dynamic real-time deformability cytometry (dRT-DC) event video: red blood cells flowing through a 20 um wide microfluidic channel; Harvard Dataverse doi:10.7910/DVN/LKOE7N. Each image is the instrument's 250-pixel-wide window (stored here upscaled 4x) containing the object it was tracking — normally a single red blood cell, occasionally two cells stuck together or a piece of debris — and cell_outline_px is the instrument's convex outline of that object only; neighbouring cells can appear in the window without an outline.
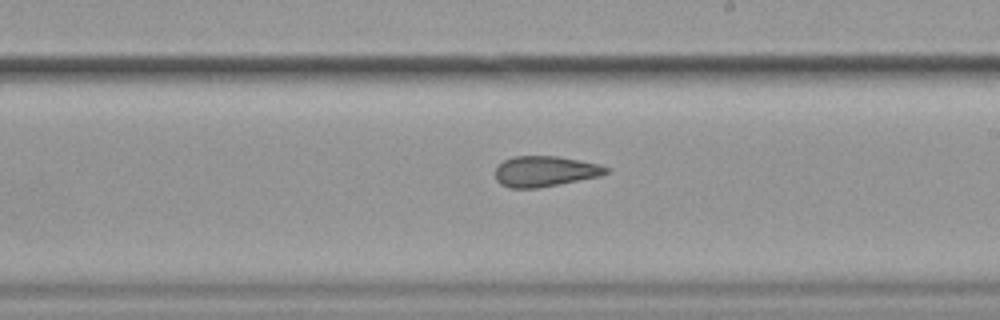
{"species": "common noctule bat (a hibernating species)", "species_latin": "Nyctalus noctula", "temperature_condition": "cold", "stored_images_in_passage": 9, "camera_frame_rate_fps": 3000, "um_per_image_px": 0.085, "animal": {"sex": "female", "body_mass_g": 19.9}, "frame": {"image": 1, "passage_image": 8, "time_ms": 2.333, "image_size_px": [1000, 320], "cell_outline_px": [[608, 172], [600, 176], [536, 188], [508, 188], [500, 184], [496, 180], [496, 168], [504, 160], [512, 156], [556, 156], [600, 164], [608, 168]], "centroid_in_image_um": [46.29, 14.56], "position_along_channel_um": 242.7, "area_um2": 19.59}}
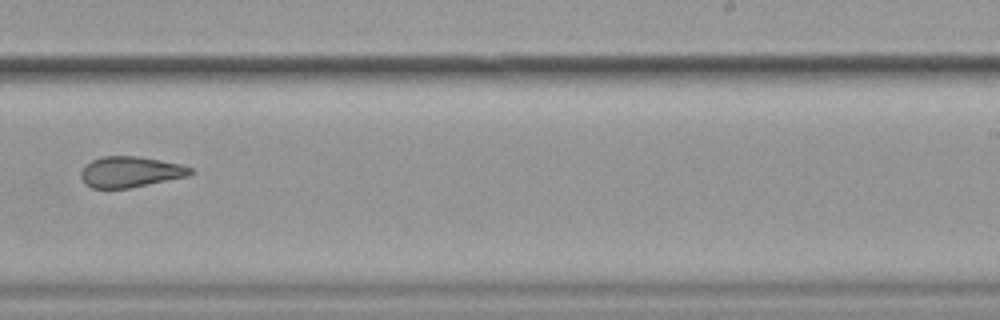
{"frame": {"image": 2, "passage_image": 9, "time_ms": 2.667, "image_size_px": [1000, 320], "cell_outline_px": [[196, 172], [188, 176], [132, 188], [92, 188], [84, 184], [80, 176], [80, 172], [92, 160], [104, 156], [136, 156], [160, 160], [180, 164], [192, 168]], "centroid_in_image_um": [11.1, 14.62], "position_along_channel_um": 277.9, "area_um2": 19.71}}